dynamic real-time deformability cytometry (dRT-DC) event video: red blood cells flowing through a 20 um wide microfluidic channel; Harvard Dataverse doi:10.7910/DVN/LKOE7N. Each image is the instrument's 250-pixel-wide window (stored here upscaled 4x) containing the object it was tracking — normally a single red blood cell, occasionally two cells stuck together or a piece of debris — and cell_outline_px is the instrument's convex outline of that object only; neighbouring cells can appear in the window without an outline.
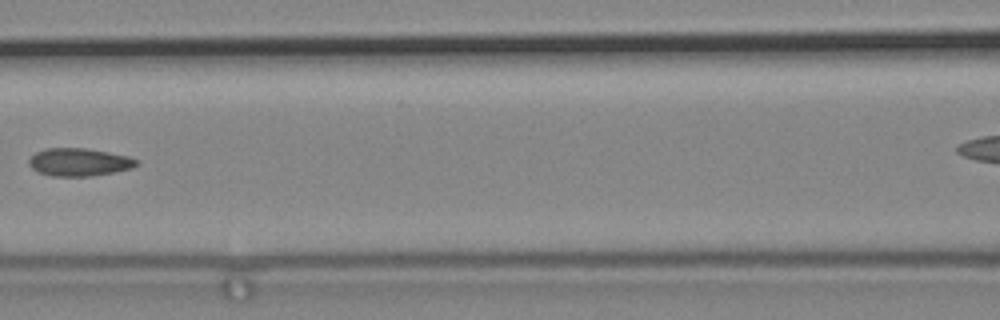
{"species": "common noctule bat (a hibernating species)", "species_latin": "Nyctalus noctula", "temperature_condition": "cold", "stored_images_in_passage": 7, "segment_of_instrument_passage": [1, 2], "camera_frame_rate_fps": 3000, "um_per_image_px": 0.085, "animal": {"sex": "male", "body_mass_g": 19.2, "forearm_length_mm": 51.8}, "frame": {"image": 1, "passage_image": 5, "time_ms": 1.333, "image_size_px": [1000, 320], "cell_outline_px": [[140, 160], [132, 168], [112, 172], [88, 176], [52, 176], [36, 172], [28, 164], [28, 160], [36, 152], [44, 148], [88, 148], [128, 156]], "centroid_in_image_um": [6.69, 13.77], "position_along_channel_um": 159.9, "area_um2": 17.46}}
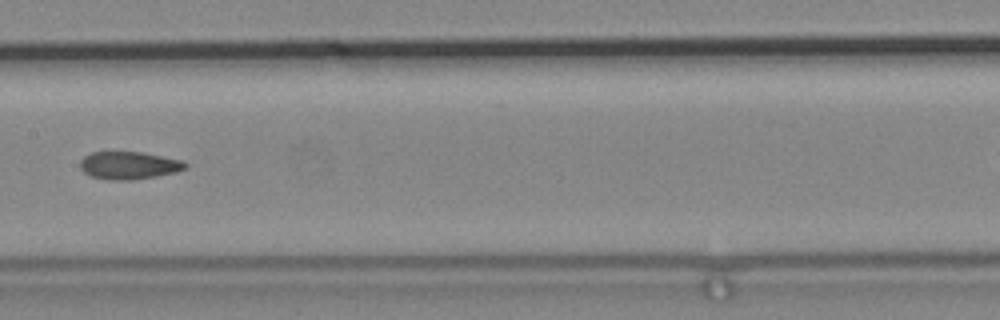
{"frame": {"image": 2, "passage_image": 6, "time_ms": 1.667, "image_size_px": [1000, 320], "cell_outline_px": [[188, 168], [176, 172], [156, 176], [132, 180], [108, 180], [92, 176], [84, 172], [80, 168], [80, 160], [84, 156], [92, 152], [140, 152], [180, 160], [188, 164]], "centroid_in_image_um": [10.95, 14.06], "position_along_channel_um": 196.5, "area_um2": 16.88}}